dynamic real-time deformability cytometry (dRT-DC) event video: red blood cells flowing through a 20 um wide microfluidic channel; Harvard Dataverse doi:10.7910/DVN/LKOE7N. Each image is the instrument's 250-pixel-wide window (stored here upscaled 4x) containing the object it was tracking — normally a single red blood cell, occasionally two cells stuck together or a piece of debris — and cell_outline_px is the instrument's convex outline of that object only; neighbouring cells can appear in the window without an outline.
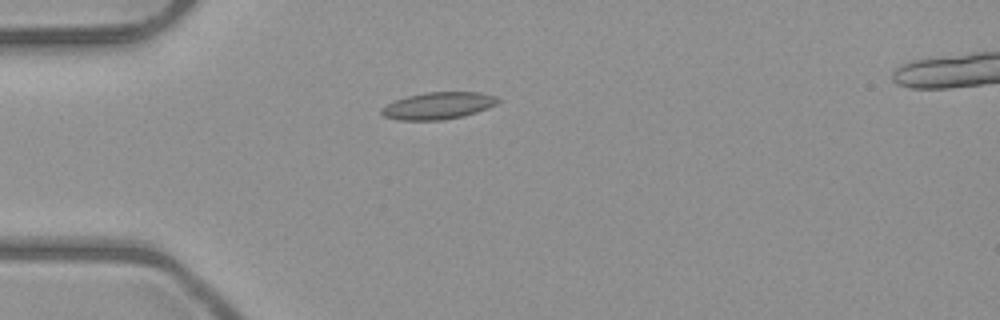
{"species": "common noctule bat (a hibernating species)", "species_latin": "Nyctalus noctula", "temperature_condition": "room temperature", "stored_images_in_passage": 4, "camera_frame_rate_fps": 3000, "um_per_image_px": 0.085, "animal": {"sex": "male", "body_mass_g": 23.1, "forearm_length_mm": 52.7}, "frame": {"image": 1, "passage_image": 3, "time_ms": 2.333, "image_size_px": [1000, 320], "cell_outline_px": [[500, 100], [496, 104], [488, 108], [464, 116], [440, 120], [396, 120], [384, 116], [380, 112], [380, 108], [396, 100], [408, 96], [424, 92], [480, 92], [496, 96]], "centroid_in_image_um": [37.24, 8.98], "position_along_channel_um": 47.8, "area_um2": 18.32}}